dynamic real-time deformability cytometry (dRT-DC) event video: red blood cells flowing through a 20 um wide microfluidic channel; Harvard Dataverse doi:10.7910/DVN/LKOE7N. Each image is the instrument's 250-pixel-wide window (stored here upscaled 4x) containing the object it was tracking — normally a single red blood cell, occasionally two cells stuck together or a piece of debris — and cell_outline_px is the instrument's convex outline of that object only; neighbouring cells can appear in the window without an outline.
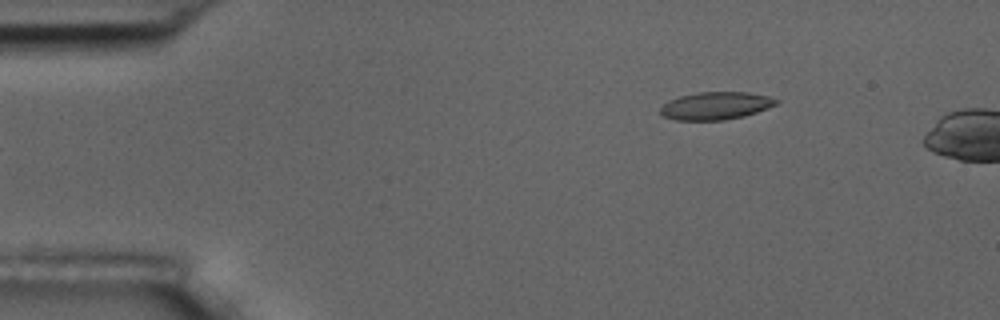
{"species": "common noctule bat (a hibernating species)", "species_latin": "Nyctalus noctula", "temperature_condition": "room temperature", "stored_images_in_passage": 6, "camera_frame_rate_fps": 3000, "um_per_image_px": 0.085, "animal": {"sex": "male", "body_mass_g": 17.5, "forearm_length_mm": 52.3}, "frame": {"image": 1, "passage_image": 6, "time_ms": 5.667, "image_size_px": [1000, 320], "cell_outline_px": [[780, 100], [776, 104], [768, 108], [744, 116], [724, 120], [676, 120], [664, 116], [660, 112], [660, 108], [668, 100], [680, 96], [696, 92], [748, 92], [768, 96]], "centroid_in_image_um": [60.84, 8.98], "position_along_channel_um": 24.2, "area_um2": 18.67}}